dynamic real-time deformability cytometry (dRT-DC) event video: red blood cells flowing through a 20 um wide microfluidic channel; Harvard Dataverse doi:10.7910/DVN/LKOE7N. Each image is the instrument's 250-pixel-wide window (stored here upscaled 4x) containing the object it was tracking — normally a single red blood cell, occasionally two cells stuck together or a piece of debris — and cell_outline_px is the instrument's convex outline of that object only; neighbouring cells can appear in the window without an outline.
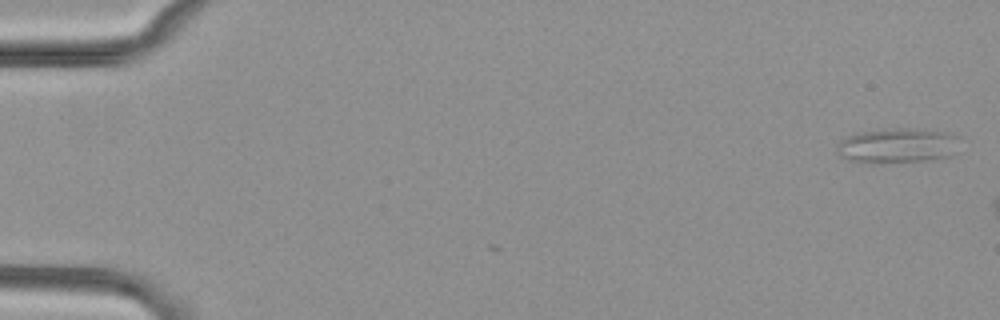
{"species": "common noctule bat (a hibernating species)", "species_latin": "Nyctalus noctula", "temperature_condition": "cold", "stored_images_in_passage": 6, "camera_frame_rate_fps": 3000, "um_per_image_px": 0.085, "animal": {"sex": "female", "body_mass_g": 29.2, "forearm_length_mm": 56.3}, "frame": {"image": 1, "passage_image": 2, "time_ms": 0.333, "image_size_px": [1000, 320], "cell_outline_px": [[956, 136], [948, 156], [928, 160], [852, 160], [840, 156], [836, 152], [836, 148], [840, 140], [852, 132], [896, 128], [912, 128], [940, 132]], "centroid_in_image_um": [76.12, 12.31], "position_along_channel_um": 8.9, "area_um2": 23.41}}